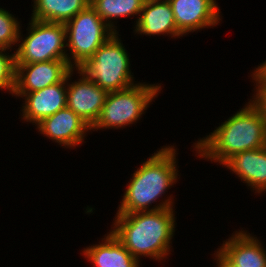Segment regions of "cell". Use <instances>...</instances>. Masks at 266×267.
I'll list each match as a JSON object with an SVG mask.
<instances>
[{"instance_id": "cell-11", "label": "cell", "mask_w": 266, "mask_h": 267, "mask_svg": "<svg viewBox=\"0 0 266 267\" xmlns=\"http://www.w3.org/2000/svg\"><path fill=\"white\" fill-rule=\"evenodd\" d=\"M168 1L177 29L183 36L205 28H213L222 22L221 11L216 0Z\"/></svg>"}, {"instance_id": "cell-16", "label": "cell", "mask_w": 266, "mask_h": 267, "mask_svg": "<svg viewBox=\"0 0 266 267\" xmlns=\"http://www.w3.org/2000/svg\"><path fill=\"white\" fill-rule=\"evenodd\" d=\"M101 242L81 252L93 267H140V263L109 230Z\"/></svg>"}, {"instance_id": "cell-15", "label": "cell", "mask_w": 266, "mask_h": 267, "mask_svg": "<svg viewBox=\"0 0 266 267\" xmlns=\"http://www.w3.org/2000/svg\"><path fill=\"white\" fill-rule=\"evenodd\" d=\"M223 167L235 173L255 195L266 193V147L235 154Z\"/></svg>"}, {"instance_id": "cell-23", "label": "cell", "mask_w": 266, "mask_h": 267, "mask_svg": "<svg viewBox=\"0 0 266 267\" xmlns=\"http://www.w3.org/2000/svg\"><path fill=\"white\" fill-rule=\"evenodd\" d=\"M216 267H240V266L236 264H217Z\"/></svg>"}, {"instance_id": "cell-6", "label": "cell", "mask_w": 266, "mask_h": 267, "mask_svg": "<svg viewBox=\"0 0 266 267\" xmlns=\"http://www.w3.org/2000/svg\"><path fill=\"white\" fill-rule=\"evenodd\" d=\"M24 37L20 29L15 50V64H29L67 59L66 28L62 23H50L31 18ZM22 34V35H21Z\"/></svg>"}, {"instance_id": "cell-3", "label": "cell", "mask_w": 266, "mask_h": 267, "mask_svg": "<svg viewBox=\"0 0 266 267\" xmlns=\"http://www.w3.org/2000/svg\"><path fill=\"white\" fill-rule=\"evenodd\" d=\"M215 128L192 144L198 158L221 166L235 154L266 147V121L250 101Z\"/></svg>"}, {"instance_id": "cell-14", "label": "cell", "mask_w": 266, "mask_h": 267, "mask_svg": "<svg viewBox=\"0 0 266 267\" xmlns=\"http://www.w3.org/2000/svg\"><path fill=\"white\" fill-rule=\"evenodd\" d=\"M134 34L141 36H169L180 38L183 35L178 31L172 8L168 0H146L139 15L134 21Z\"/></svg>"}, {"instance_id": "cell-13", "label": "cell", "mask_w": 266, "mask_h": 267, "mask_svg": "<svg viewBox=\"0 0 266 267\" xmlns=\"http://www.w3.org/2000/svg\"><path fill=\"white\" fill-rule=\"evenodd\" d=\"M21 98L24 99L21 120L36 126L44 118L67 107V76L60 83L25 93Z\"/></svg>"}, {"instance_id": "cell-8", "label": "cell", "mask_w": 266, "mask_h": 267, "mask_svg": "<svg viewBox=\"0 0 266 267\" xmlns=\"http://www.w3.org/2000/svg\"><path fill=\"white\" fill-rule=\"evenodd\" d=\"M78 74L75 81L72 76ZM78 80V81H77ZM108 92L87 78L78 69H72L67 75V107L92 127L104 106Z\"/></svg>"}, {"instance_id": "cell-10", "label": "cell", "mask_w": 266, "mask_h": 267, "mask_svg": "<svg viewBox=\"0 0 266 267\" xmlns=\"http://www.w3.org/2000/svg\"><path fill=\"white\" fill-rule=\"evenodd\" d=\"M15 89L13 96L20 98L45 87L60 83L73 69L67 59L29 64H15Z\"/></svg>"}, {"instance_id": "cell-20", "label": "cell", "mask_w": 266, "mask_h": 267, "mask_svg": "<svg viewBox=\"0 0 266 267\" xmlns=\"http://www.w3.org/2000/svg\"><path fill=\"white\" fill-rule=\"evenodd\" d=\"M0 48V90L12 95L15 89V51Z\"/></svg>"}, {"instance_id": "cell-17", "label": "cell", "mask_w": 266, "mask_h": 267, "mask_svg": "<svg viewBox=\"0 0 266 267\" xmlns=\"http://www.w3.org/2000/svg\"><path fill=\"white\" fill-rule=\"evenodd\" d=\"M31 18L50 23H67L90 5V0H32Z\"/></svg>"}, {"instance_id": "cell-19", "label": "cell", "mask_w": 266, "mask_h": 267, "mask_svg": "<svg viewBox=\"0 0 266 267\" xmlns=\"http://www.w3.org/2000/svg\"><path fill=\"white\" fill-rule=\"evenodd\" d=\"M10 12L0 7V48L13 50V47L17 48L22 25Z\"/></svg>"}, {"instance_id": "cell-5", "label": "cell", "mask_w": 266, "mask_h": 267, "mask_svg": "<svg viewBox=\"0 0 266 267\" xmlns=\"http://www.w3.org/2000/svg\"><path fill=\"white\" fill-rule=\"evenodd\" d=\"M161 85L139 81L125 90L108 92L100 115L90 132L112 128L118 130L137 123L161 93Z\"/></svg>"}, {"instance_id": "cell-12", "label": "cell", "mask_w": 266, "mask_h": 267, "mask_svg": "<svg viewBox=\"0 0 266 267\" xmlns=\"http://www.w3.org/2000/svg\"><path fill=\"white\" fill-rule=\"evenodd\" d=\"M35 129L43 137L67 149L82 146L87 133L91 131V127L68 107L44 118Z\"/></svg>"}, {"instance_id": "cell-18", "label": "cell", "mask_w": 266, "mask_h": 267, "mask_svg": "<svg viewBox=\"0 0 266 267\" xmlns=\"http://www.w3.org/2000/svg\"><path fill=\"white\" fill-rule=\"evenodd\" d=\"M146 0H90V5L96 10L102 20L115 32L117 19L136 16L137 20ZM116 20V21H115Z\"/></svg>"}, {"instance_id": "cell-21", "label": "cell", "mask_w": 266, "mask_h": 267, "mask_svg": "<svg viewBox=\"0 0 266 267\" xmlns=\"http://www.w3.org/2000/svg\"><path fill=\"white\" fill-rule=\"evenodd\" d=\"M254 88V94L248 100L266 121V83H254Z\"/></svg>"}, {"instance_id": "cell-22", "label": "cell", "mask_w": 266, "mask_h": 267, "mask_svg": "<svg viewBox=\"0 0 266 267\" xmlns=\"http://www.w3.org/2000/svg\"><path fill=\"white\" fill-rule=\"evenodd\" d=\"M251 80L253 83H266V60L251 71Z\"/></svg>"}, {"instance_id": "cell-2", "label": "cell", "mask_w": 266, "mask_h": 267, "mask_svg": "<svg viewBox=\"0 0 266 267\" xmlns=\"http://www.w3.org/2000/svg\"><path fill=\"white\" fill-rule=\"evenodd\" d=\"M174 208L116 213L110 231L139 261L142 257L161 262L171 254L175 236Z\"/></svg>"}, {"instance_id": "cell-1", "label": "cell", "mask_w": 266, "mask_h": 267, "mask_svg": "<svg viewBox=\"0 0 266 267\" xmlns=\"http://www.w3.org/2000/svg\"><path fill=\"white\" fill-rule=\"evenodd\" d=\"M175 147L174 144L162 146L146 161H142L140 167L136 168L137 170L131 175L129 184L126 185L121 203L117 207V213L127 214L175 208L174 196L172 194L165 196L167 190L174 187L173 185L180 178L177 168L179 162L176 158L179 153ZM152 203L156 204L152 206Z\"/></svg>"}, {"instance_id": "cell-4", "label": "cell", "mask_w": 266, "mask_h": 267, "mask_svg": "<svg viewBox=\"0 0 266 267\" xmlns=\"http://www.w3.org/2000/svg\"><path fill=\"white\" fill-rule=\"evenodd\" d=\"M119 32H115L77 69L107 92L125 90L137 84L129 54Z\"/></svg>"}, {"instance_id": "cell-7", "label": "cell", "mask_w": 266, "mask_h": 267, "mask_svg": "<svg viewBox=\"0 0 266 267\" xmlns=\"http://www.w3.org/2000/svg\"><path fill=\"white\" fill-rule=\"evenodd\" d=\"M64 25L66 28L67 63L73 69L82 65L115 33L91 5L80 11Z\"/></svg>"}, {"instance_id": "cell-9", "label": "cell", "mask_w": 266, "mask_h": 267, "mask_svg": "<svg viewBox=\"0 0 266 267\" xmlns=\"http://www.w3.org/2000/svg\"><path fill=\"white\" fill-rule=\"evenodd\" d=\"M246 229L235 230L222 246L214 251L216 264H236L240 267H266V249L259 238Z\"/></svg>"}]
</instances>
